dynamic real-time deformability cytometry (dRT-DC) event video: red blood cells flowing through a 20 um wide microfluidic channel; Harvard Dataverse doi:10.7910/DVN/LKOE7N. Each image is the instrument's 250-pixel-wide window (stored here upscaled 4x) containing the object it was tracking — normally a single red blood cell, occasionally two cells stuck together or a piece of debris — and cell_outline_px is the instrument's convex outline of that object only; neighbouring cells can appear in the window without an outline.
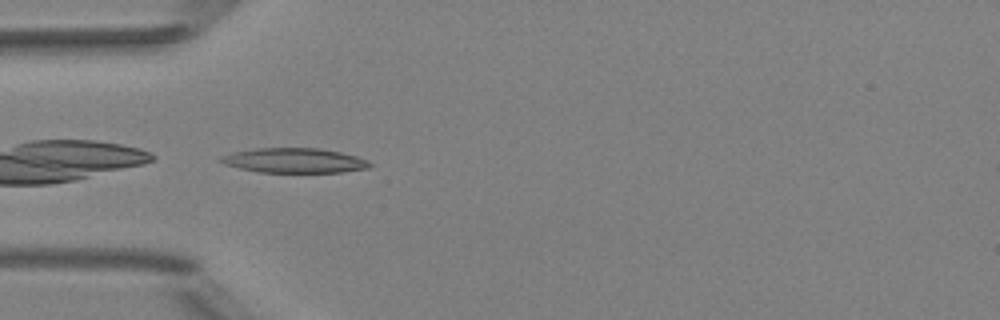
{"species": "Egyptian fruit bat (a non-hibernating species)", "species_latin": "Rousettus aegyptiacus", "temperature_condition": "room temperature", "stored_images_in_passage": 3, "camera_frame_rate_fps": 3000, "um_per_image_px": 0.085, "animal": {"sex": "female"}, "frame": {"image": 1, "passage_image": 1, "time_ms": 0.0, "image_size_px": [1000, 320], "cell_outline_px": [[372, 164], [368, 168], [340, 172], [260, 172], [240, 168], [224, 164], [216, 160], [220, 156], [232, 152], [256, 148], [320, 148], [340, 152], [356, 156], [368, 160]], "centroid_in_image_um": [24.98, 13.63], "position_along_channel_um": 60.0, "area_um2": 21.5}}
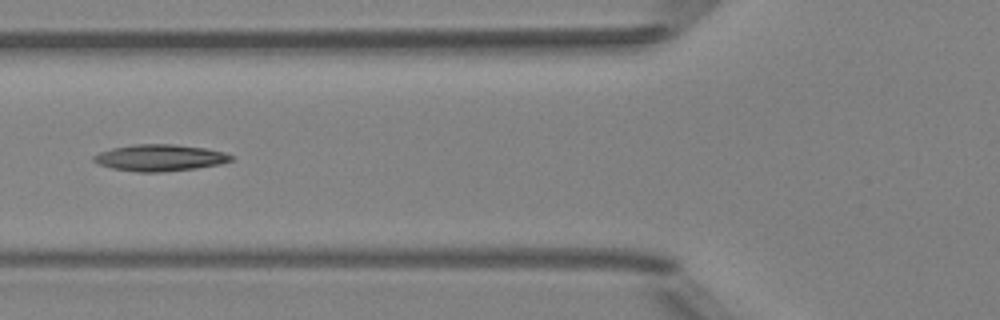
{"frame": {"image": 2, "passage_image": 2, "time_ms": 1.333, "image_size_px": [1000, 320], "cell_outline_px": [[236, 156], [232, 160], [220, 164], [196, 168], [160, 172], [136, 172], [112, 168], [100, 164], [92, 160], [92, 156], [100, 152], [112, 148], [136, 144], [172, 144], [204, 148], [224, 152]], "centroid_in_image_um": [13.6, 13.41], "position_along_channel_um": 112.2, "area_um2": 21.21}}
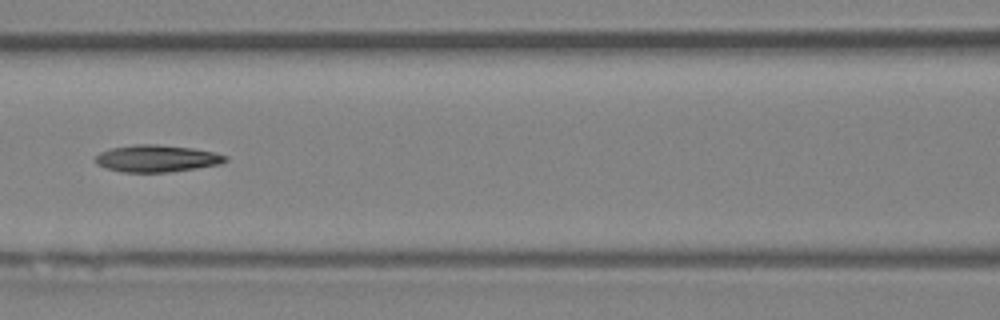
{"frame": {"image": 3, "passage_image": 3, "time_ms": 2.333, "image_size_px": [1000, 320], "cell_outline_px": [[228, 160], [220, 164], [172, 172], [120, 172], [104, 168], [96, 164], [92, 160], [100, 152], [112, 148], [136, 144], [156, 144], [192, 148], [216, 152], [228, 156]], "centroid_in_image_um": [13.31, 13.47], "position_along_channel_um": 153.3, "area_um2": 20.69}}